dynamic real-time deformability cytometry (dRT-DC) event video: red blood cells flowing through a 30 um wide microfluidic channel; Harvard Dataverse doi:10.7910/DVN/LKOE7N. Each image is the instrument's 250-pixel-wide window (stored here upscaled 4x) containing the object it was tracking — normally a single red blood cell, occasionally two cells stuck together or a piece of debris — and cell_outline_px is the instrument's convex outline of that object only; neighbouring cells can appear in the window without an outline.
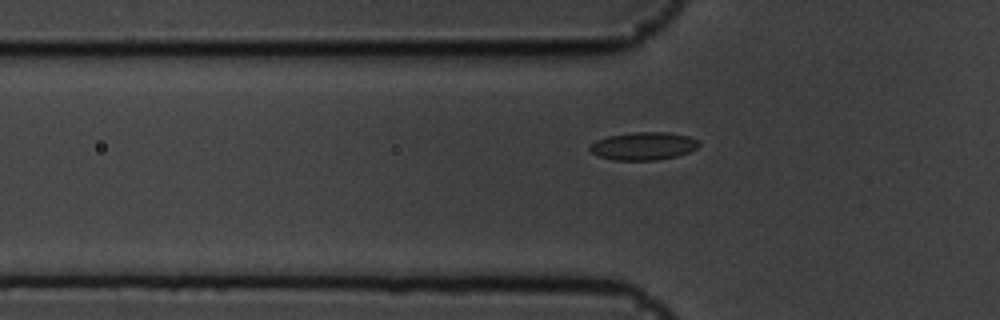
{"species": "common noctule bat (a hibernating species)", "species_latin": "Nyctalus noctula", "temperature_condition": "cold", "stored_images_in_passage": 41, "camera_frame_rate_fps": 3000, "um_per_image_px": 0.085, "animal": {"sex": "male", "body_mass_g": 19.5, "forearm_length_mm": 54.6}, "frame": {"image": 1, "passage_image": 9, "time_ms": 2.667, "image_size_px": [1000, 320], "cell_outline_px": [[700, 144], [696, 148], [688, 152], [676, 156], [656, 160], [612, 160], [600, 156], [592, 152], [588, 148], [596, 140], [608, 136], [636, 132], [668, 132], [688, 136], [700, 140]], "centroid_in_image_um": [54.71, 12.41], "position_along_channel_um": 71.1, "area_um2": 17.63}}
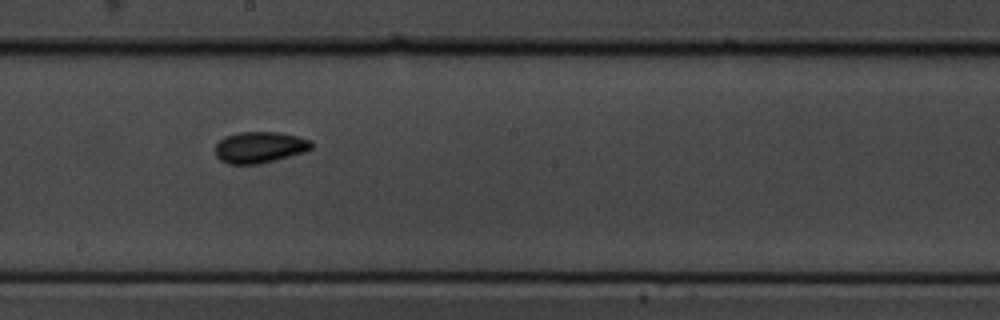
{"frame": {"image": 2, "passage_image": 22, "time_ms": 7.0, "image_size_px": [1000, 320], "cell_outline_px": [[312, 148], [304, 152], [276, 160], [260, 164], [228, 164], [220, 160], [216, 156], [216, 144], [224, 136], [236, 132], [280, 132], [312, 140]], "centroid_in_image_um": [22.07, 12.52], "position_along_channel_um": 226.1, "area_um2": 17.69}}
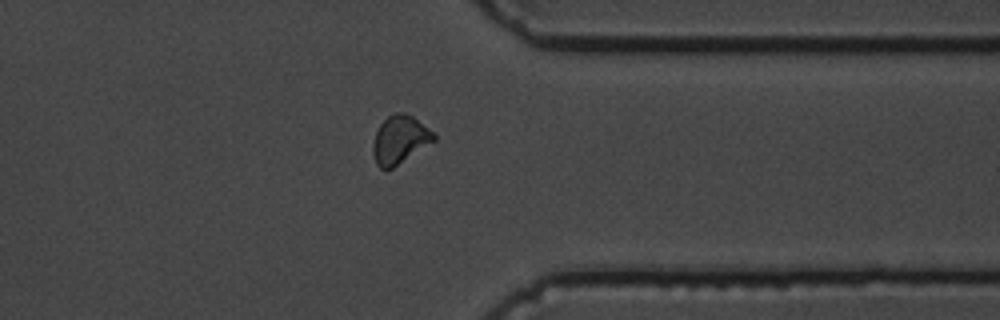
{"frame": {"image": 3, "passage_image": 35, "time_ms": 11.333, "image_size_px": [1000, 320], "cell_outline_px": [[436, 140], [392, 168], [380, 168], [376, 164], [372, 152], [372, 144], [376, 132], [380, 124], [388, 116], [396, 112], [404, 112], [412, 116], [428, 128], [436, 136]], "centroid_in_image_um": [33.96, 11.86], "position_along_channel_um": 377.4, "area_um2": 16.88}}